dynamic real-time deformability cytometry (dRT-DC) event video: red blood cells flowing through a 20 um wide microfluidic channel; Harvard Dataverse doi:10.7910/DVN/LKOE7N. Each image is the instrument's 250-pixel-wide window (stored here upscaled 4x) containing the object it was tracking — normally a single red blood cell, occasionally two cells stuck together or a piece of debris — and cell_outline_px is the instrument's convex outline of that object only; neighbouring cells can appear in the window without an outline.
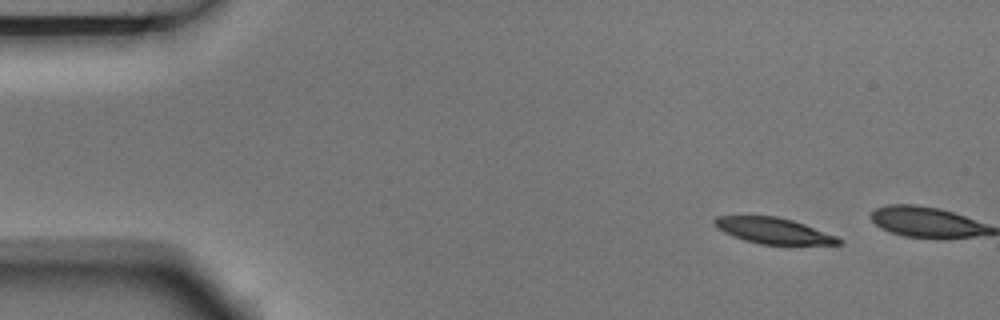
{"species": "Egyptian fruit bat (a non-hibernating species)", "species_latin": "Rousettus aegyptiacus", "temperature_condition": "room temperature", "stored_images_in_passage": 2, "camera_frame_rate_fps": 3000, "um_per_image_px": 0.085, "animal": {"sex": "male"}, "frame": {"image": 1, "passage_image": 1, "time_ms": 0.0, "image_size_px": [1000, 320], "cell_outline_px": [[844, 240], [840, 244], [760, 244], [744, 240], [724, 232], [716, 228], [712, 224], [712, 220], [716, 216], [776, 216], [792, 220], [804, 224], [836, 236]], "centroid_in_image_um": [65.69, 19.6], "position_along_channel_um": 19.3, "area_um2": 18.61}}